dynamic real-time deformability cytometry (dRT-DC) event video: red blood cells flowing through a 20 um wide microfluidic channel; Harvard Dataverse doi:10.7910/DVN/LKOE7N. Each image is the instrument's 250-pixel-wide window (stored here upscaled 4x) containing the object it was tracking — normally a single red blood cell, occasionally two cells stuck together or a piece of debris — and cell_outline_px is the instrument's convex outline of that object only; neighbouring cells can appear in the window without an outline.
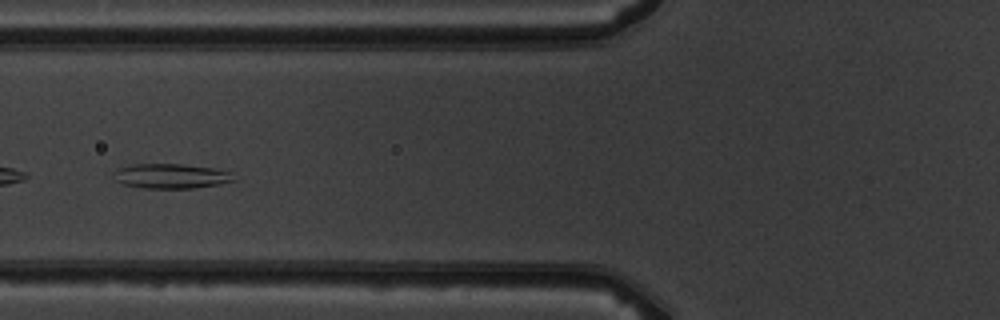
{"species": "common noctule bat (a hibernating species)", "species_latin": "Nyctalus noctula", "temperature_condition": "warm", "stored_images_in_passage": 6, "camera_frame_rate_fps": 3000, "um_per_image_px": 0.085, "animal": {"sex": "male", "body_mass_g": 19.5, "forearm_length_mm": 54.6}, "frame": {"image": 1, "passage_image": 5, "time_ms": 4.667, "image_size_px": [1000, 320], "cell_outline_px": [[236, 180], [220, 184], [192, 188], [144, 188], [124, 184], [116, 180], [112, 172], [116, 168], [132, 164], [180, 164], [216, 168], [232, 172]], "centroid_in_image_um": [14.55, 14.96], "position_along_channel_um": 111.3, "area_um2": 17.46}}